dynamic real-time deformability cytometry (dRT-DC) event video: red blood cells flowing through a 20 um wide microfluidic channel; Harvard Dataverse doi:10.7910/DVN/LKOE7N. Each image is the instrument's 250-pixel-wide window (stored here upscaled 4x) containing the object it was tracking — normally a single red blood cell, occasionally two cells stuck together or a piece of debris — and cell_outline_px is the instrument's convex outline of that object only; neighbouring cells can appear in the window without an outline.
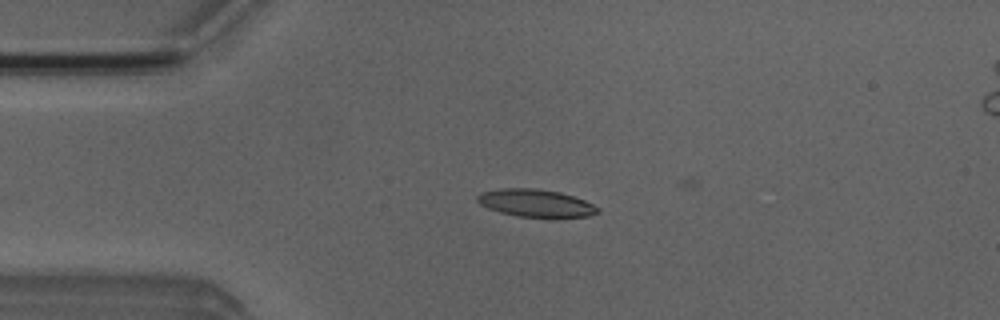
{"species": "Egyptian fruit bat (a non-hibernating species)", "species_latin": "Rousettus aegyptiacus", "temperature_condition": "room temperature", "stored_images_in_passage": 3, "camera_frame_rate_fps": 3000, "um_per_image_px": 0.085, "animal": {"sex": "male"}, "frame": {"image": 1, "passage_image": 2, "time_ms": 1.0, "image_size_px": [1000, 320], "cell_outline_px": [[600, 212], [588, 216], [552, 220], [516, 216], [500, 212], [488, 208], [480, 204], [476, 200], [476, 196], [480, 192], [500, 188], [532, 188], [560, 192], [584, 200], [600, 208]], "centroid_in_image_um": [45.56, 17.31], "position_along_channel_um": 39.4, "area_um2": 20.11}}